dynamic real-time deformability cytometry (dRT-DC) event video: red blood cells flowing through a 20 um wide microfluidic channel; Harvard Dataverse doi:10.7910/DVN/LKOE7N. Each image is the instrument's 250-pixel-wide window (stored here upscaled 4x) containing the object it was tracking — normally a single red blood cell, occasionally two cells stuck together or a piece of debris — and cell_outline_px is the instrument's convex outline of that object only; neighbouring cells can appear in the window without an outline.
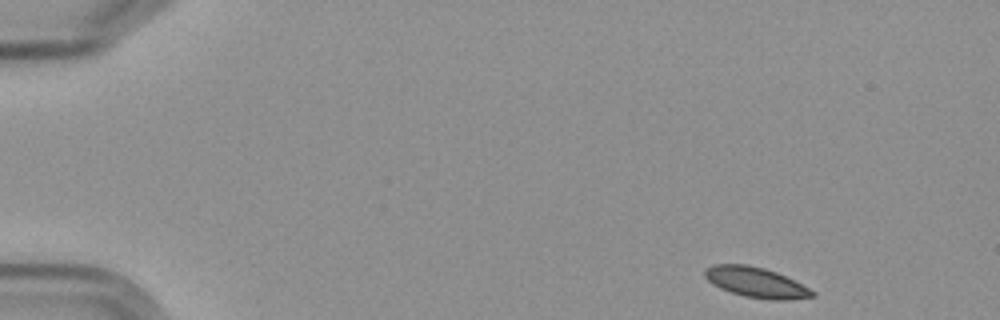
{"species": "Egyptian fruit bat (a non-hibernating species)", "species_latin": "Rousettus aegyptiacus", "temperature_condition": "cold", "stored_images_in_passage": 5, "camera_frame_rate_fps": 3000, "um_per_image_px": 0.085, "frame": {"image": 1, "passage_image": 1, "time_ms": 0.0, "image_size_px": [1000, 320], "cell_outline_px": [[816, 296], [788, 300], [772, 300], [744, 296], [720, 288], [712, 284], [704, 276], [704, 272], [708, 268], [716, 264], [744, 264], [764, 268], [776, 272], [816, 292]], "centroid_in_image_um": [64.26, 24.01], "position_along_channel_um": 20.7, "area_um2": 18.67}}
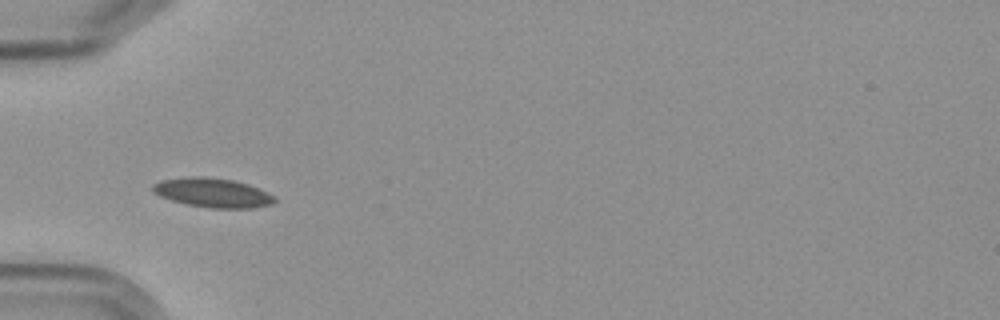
{"frame": {"image": 2, "passage_image": 4, "time_ms": 4.333, "image_size_px": [1000, 320], "cell_outline_px": [[276, 200], [272, 204], [252, 208], [208, 208], [188, 204], [172, 200], [160, 196], [152, 192], [152, 184], [160, 180], [188, 176], [204, 176], [232, 180], [248, 184], [276, 196]], "centroid_in_image_um": [18.06, 16.37], "position_along_channel_um": 66.9, "area_um2": 20.87}}
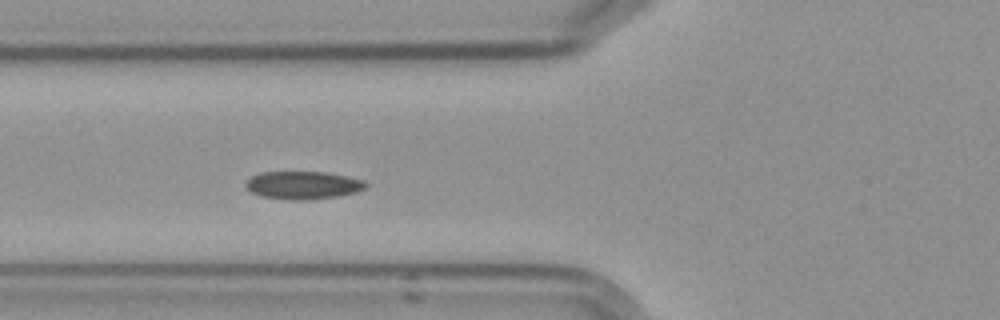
{"frame": {"image": 3, "passage_image": 5, "time_ms": 5.333, "image_size_px": [1000, 320], "cell_outline_px": [[368, 184], [364, 188], [356, 192], [336, 196], [308, 200], [292, 200], [260, 196], [252, 192], [244, 184], [252, 176], [264, 172], [324, 172], [364, 180]], "centroid_in_image_um": [25.75, 15.74], "position_along_channel_um": 100.0, "area_um2": 19.25}}